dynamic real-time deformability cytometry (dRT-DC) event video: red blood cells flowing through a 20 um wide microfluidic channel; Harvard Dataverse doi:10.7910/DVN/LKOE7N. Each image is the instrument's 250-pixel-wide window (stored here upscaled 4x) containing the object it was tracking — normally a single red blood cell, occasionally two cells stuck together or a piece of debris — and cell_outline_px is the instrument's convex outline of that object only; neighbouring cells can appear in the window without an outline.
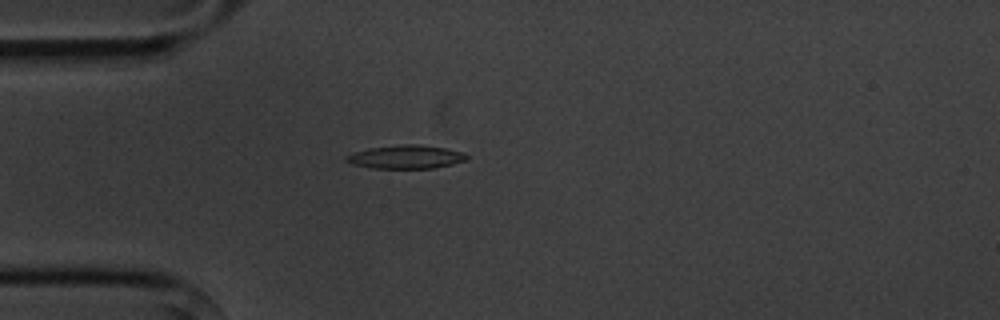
{"species": "common noctule bat (a hibernating species)", "species_latin": "Nyctalus noctula", "temperature_condition": "cold", "stored_images_in_passage": 6, "camera_frame_rate_fps": 3000, "um_per_image_px": 0.085, "animal": {"sex": "male", "body_mass_g": 20.1, "forearm_length_mm": 53.5}, "frame": {"image": 1, "passage_image": 4, "time_ms": 3.667, "image_size_px": [1000, 320], "cell_outline_px": [[468, 160], [452, 164], [432, 168], [372, 168], [352, 164], [344, 160], [344, 156], [352, 152], [368, 148], [404, 144], [416, 144], [444, 148], [464, 152], [468, 156]], "centroid_in_image_um": [34.47, 13.33], "position_along_channel_um": 50.5, "area_um2": 16.53}}
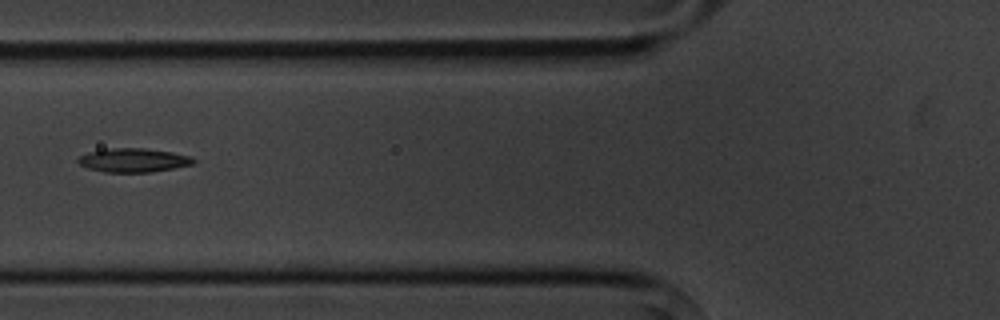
{"frame": {"image": 2, "passage_image": 6, "time_ms": 5.667, "image_size_px": [1000, 320], "cell_outline_px": [[196, 164], [152, 172], [104, 172], [88, 168], [80, 164], [76, 160], [80, 156], [88, 152], [112, 148], [144, 148], [172, 152], [192, 156], [196, 160]], "centroid_in_image_um": [11.39, 13.62], "position_along_channel_um": 114.4, "area_um2": 16.13}}